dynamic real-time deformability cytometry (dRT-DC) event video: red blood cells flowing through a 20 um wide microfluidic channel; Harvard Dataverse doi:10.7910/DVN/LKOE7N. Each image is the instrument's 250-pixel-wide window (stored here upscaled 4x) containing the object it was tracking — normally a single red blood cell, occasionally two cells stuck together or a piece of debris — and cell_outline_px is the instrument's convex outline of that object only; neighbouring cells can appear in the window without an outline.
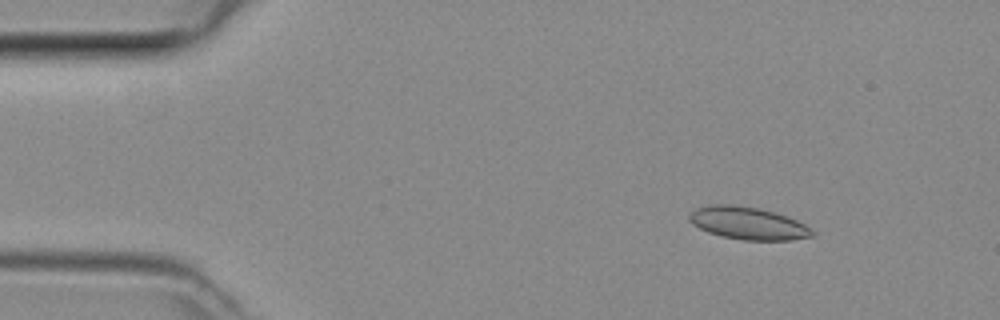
{"species": "common noctule bat (a hibernating species)", "species_latin": "Nyctalus noctula", "temperature_condition": "room temperature", "stored_images_in_passage": 48, "camera_frame_rate_fps": 3000, "um_per_image_px": 0.085, "animal": {"sex": "female", "body_mass_g": 29.2, "forearm_length_mm": 56.3}, "frame": {"image": 1, "passage_image": 6, "time_ms": 1.667, "image_size_px": [1000, 320], "cell_outline_px": [[816, 232], [812, 236], [792, 240], [744, 240], [724, 236], [708, 232], [692, 224], [688, 220], [688, 216], [696, 208], [708, 204], [736, 204], [760, 208], [788, 216], [812, 228]], "centroid_in_image_um": [63.59, 18.96], "position_along_channel_um": 21.4, "area_um2": 23.47}}
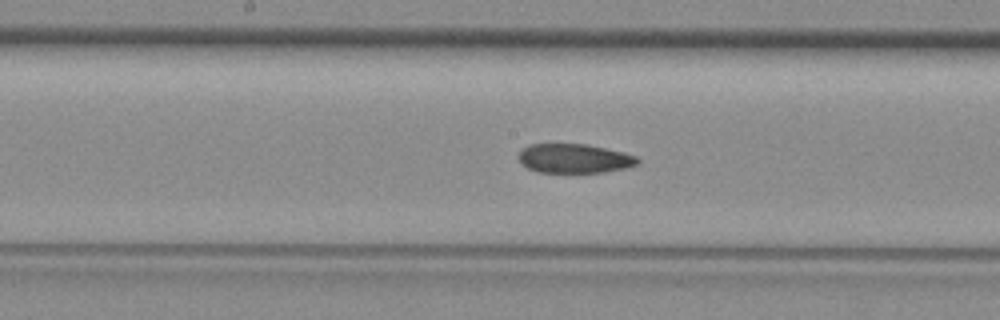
{"frame": {"image": 2, "passage_image": 24, "time_ms": 7.667, "image_size_px": [1000, 320], "cell_outline_px": [[640, 160], [636, 164], [624, 168], [604, 172], [536, 172], [520, 164], [516, 156], [528, 144], [588, 144], [624, 152], [636, 156]], "centroid_in_image_um": [48.77, 13.46], "position_along_channel_um": 199.4, "area_um2": 20.35}}
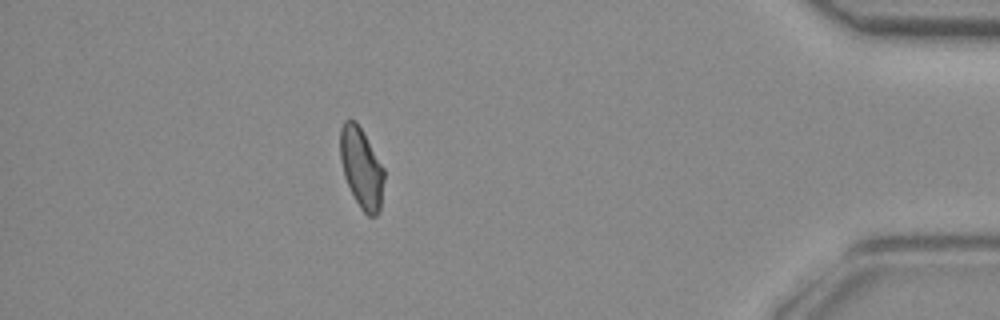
{"frame": {"image": 3, "passage_image": 42, "time_ms": 13.667, "image_size_px": [1000, 320], "cell_outline_px": [[384, 180], [380, 212], [376, 216], [368, 216], [360, 208], [344, 176], [340, 160], [340, 128], [344, 120], [356, 120], [384, 168]], "centroid_in_image_um": [30.72, 14.27], "position_along_channel_um": 404.5, "area_um2": 20.52}}